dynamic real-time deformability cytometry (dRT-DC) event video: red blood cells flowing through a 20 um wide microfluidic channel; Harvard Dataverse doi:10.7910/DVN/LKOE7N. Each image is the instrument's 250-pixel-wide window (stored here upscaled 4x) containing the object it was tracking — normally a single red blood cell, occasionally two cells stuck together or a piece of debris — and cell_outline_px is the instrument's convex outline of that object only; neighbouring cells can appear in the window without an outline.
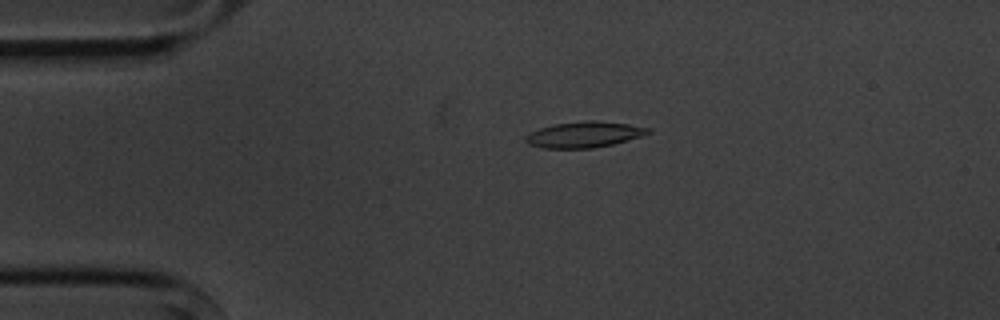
{"species": "common noctule bat (a hibernating species)", "species_latin": "Nyctalus noctula", "temperature_condition": "cold", "stored_images_in_passage": 5, "camera_frame_rate_fps": 3000, "um_per_image_px": 0.085, "animal": {"sex": "male", "body_mass_g": 20.1, "forearm_length_mm": 53.5}, "frame": {"image": 1, "passage_image": 4, "time_ms": 3.333, "image_size_px": [1000, 320], "cell_outline_px": [[652, 132], [640, 136], [612, 144], [592, 148], [544, 148], [528, 144], [524, 140], [524, 136], [540, 128], [556, 124], [588, 120], [596, 120], [628, 124], [652, 128]], "centroid_in_image_um": [49.66, 11.43], "position_along_channel_um": 35.3, "area_um2": 18.32}}
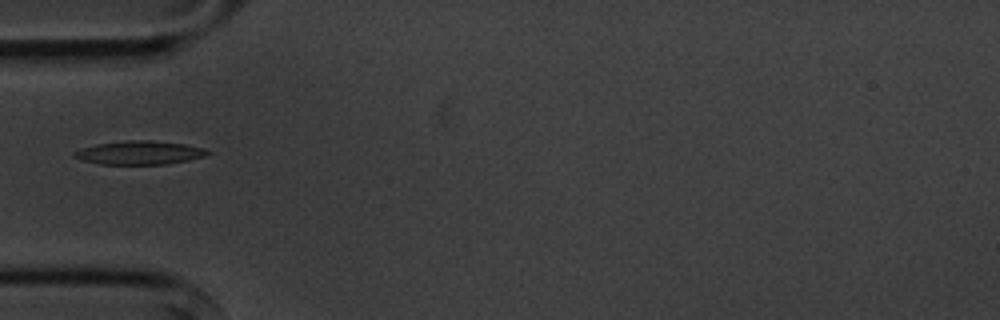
{"frame": {"image": 2, "passage_image": 5, "time_ms": 5.333, "image_size_px": [1000, 320], "cell_outline_px": [[212, 152], [204, 156], [188, 160], [168, 164], [100, 164], [80, 160], [72, 156], [72, 152], [96, 144], [128, 140], [152, 140], [184, 144], [204, 148]], "centroid_in_image_um": [11.85, 12.98], "position_along_channel_um": 73.2, "area_um2": 18.32}}